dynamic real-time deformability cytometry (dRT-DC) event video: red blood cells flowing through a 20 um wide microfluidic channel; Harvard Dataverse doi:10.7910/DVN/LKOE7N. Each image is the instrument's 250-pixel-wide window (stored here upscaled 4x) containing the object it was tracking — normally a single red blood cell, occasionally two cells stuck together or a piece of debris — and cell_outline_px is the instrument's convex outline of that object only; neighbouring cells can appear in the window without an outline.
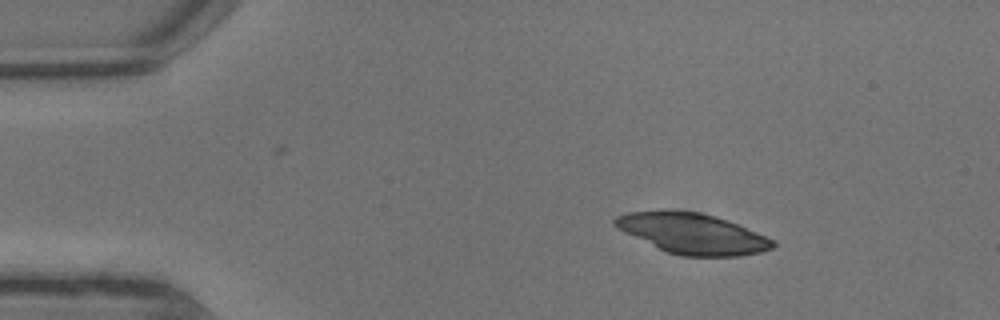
{"species": "common noctule bat (a hibernating species)", "species_latin": "Nyctalus noctula", "temperature_condition": "warm", "stored_images_in_passage": 6, "camera_frame_rate_fps": 3000, "um_per_image_px": 0.085, "animal": {"sex": "male", "body_mass_g": 13.3}, "frame": {"image": 1, "passage_image": 2, "time_ms": 0.333, "image_size_px": [1000, 320], "cell_outline_px": [[776, 244], [772, 248], [760, 252], [740, 256], [684, 256], [668, 252], [624, 232], [616, 228], [612, 224], [612, 220], [616, 216], [628, 212], [660, 208], [700, 212], [716, 216], [728, 220], [776, 240]], "centroid_in_image_um": [58.83, 19.81], "position_along_channel_um": 26.2, "area_um2": 37.69}}